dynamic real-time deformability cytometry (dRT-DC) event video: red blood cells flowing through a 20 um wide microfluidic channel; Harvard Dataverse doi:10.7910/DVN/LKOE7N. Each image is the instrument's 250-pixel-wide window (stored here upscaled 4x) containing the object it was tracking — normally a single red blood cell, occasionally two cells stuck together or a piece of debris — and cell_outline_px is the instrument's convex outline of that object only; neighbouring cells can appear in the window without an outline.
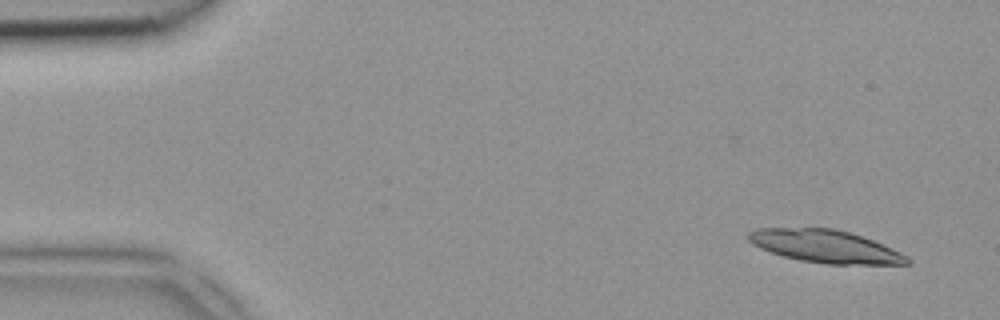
{"species": "common noctule bat (a hibernating species)", "species_latin": "Nyctalus noctula", "temperature_condition": "room temperature", "stored_images_in_passage": 5, "camera_frame_rate_fps": 3000, "um_per_image_px": 0.085, "animal": {"sex": "female", "body_mass_g": 18.4}, "frame": {"image": 1, "passage_image": 2, "time_ms": 0.333, "image_size_px": [1000, 320], "cell_outline_px": [[912, 264], [828, 264], [800, 260], [784, 256], [760, 248], [752, 244], [748, 240], [748, 232], [756, 228], [832, 228], [848, 232], [872, 240], [900, 252], [908, 256], [912, 260]], "centroid_in_image_um": [70.15, 20.94], "position_along_channel_um": 14.9, "area_um2": 30.06}}